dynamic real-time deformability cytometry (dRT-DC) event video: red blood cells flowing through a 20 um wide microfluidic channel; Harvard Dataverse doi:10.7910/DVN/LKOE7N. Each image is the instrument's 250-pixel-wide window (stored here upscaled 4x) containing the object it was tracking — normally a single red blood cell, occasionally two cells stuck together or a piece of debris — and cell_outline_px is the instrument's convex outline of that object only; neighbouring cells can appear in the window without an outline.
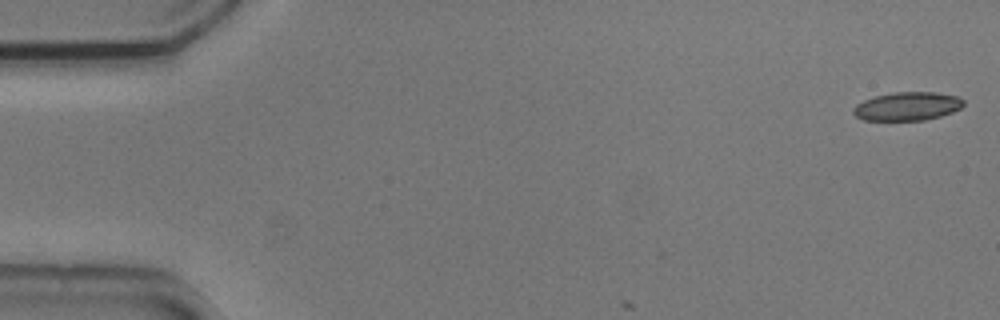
{"species": "common noctule bat (a hibernating species)", "species_latin": "Nyctalus noctula", "temperature_condition": "cold", "stored_images_in_passage": 7, "camera_frame_rate_fps": 3000, "um_per_image_px": 0.085, "animal": {"sex": "male", "body_mass_g": 20.5, "forearm_length_mm": 52.5}, "frame": {"image": 1, "passage_image": 1, "time_ms": 0.0, "image_size_px": [1000, 320], "cell_outline_px": [[964, 104], [960, 108], [952, 112], [940, 116], [924, 120], [864, 120], [856, 116], [852, 112], [852, 108], [856, 104], [864, 100], [876, 96], [896, 92], [936, 92], [956, 96], [964, 100]], "centroid_in_image_um": [77.12, 9.03], "position_along_channel_um": 7.9, "area_um2": 18.21}}